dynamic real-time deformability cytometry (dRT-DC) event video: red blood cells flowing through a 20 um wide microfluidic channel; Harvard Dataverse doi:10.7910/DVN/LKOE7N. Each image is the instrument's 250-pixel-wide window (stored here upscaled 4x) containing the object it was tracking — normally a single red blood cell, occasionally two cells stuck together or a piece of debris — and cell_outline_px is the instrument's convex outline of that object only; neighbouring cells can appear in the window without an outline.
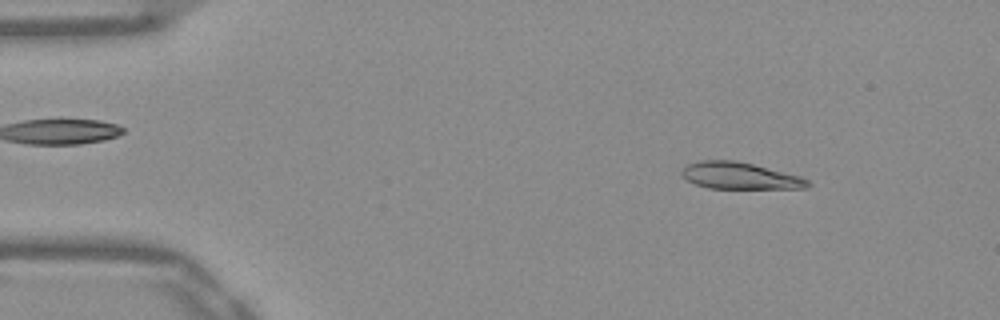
{"species": "Egyptian fruit bat (a non-hibernating species)", "species_latin": "Rousettus aegyptiacus", "temperature_condition": "warm", "stored_images_in_passage": 46, "camera_frame_rate_fps": 3000, "um_per_image_px": 0.085, "frame": {"image": 1, "passage_image": 1, "time_ms": 0.0, "image_size_px": [1000, 320], "cell_outline_px": [[812, 184], [808, 188], [708, 188], [696, 184], [680, 176], [680, 172], [688, 164], [700, 160], [736, 160], [800, 176], [808, 180]], "centroid_in_image_um": [62.87, 14.94], "position_along_channel_um": 22.1, "area_um2": 19.54}}
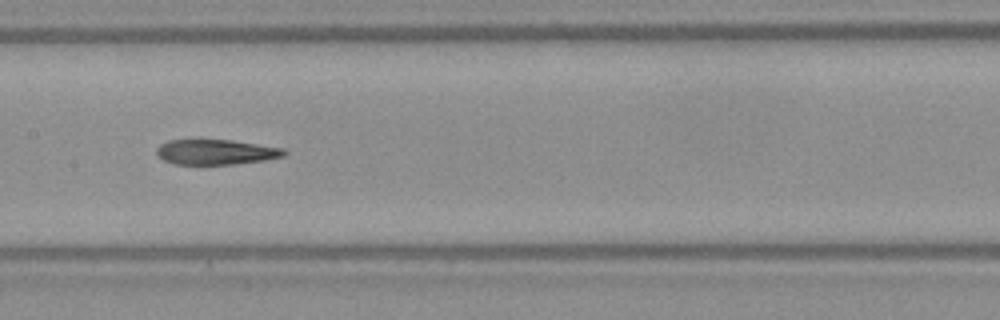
{"frame": {"image": 2, "passage_image": 20, "time_ms": 6.333, "image_size_px": [1000, 320], "cell_outline_px": [[288, 152], [284, 156], [264, 160], [232, 164], [176, 164], [164, 160], [156, 152], [156, 148], [160, 144], [168, 140], [232, 140], [284, 148]], "centroid_in_image_um": [18.37, 12.91], "position_along_channel_um": 189.0, "area_um2": 18.55}}
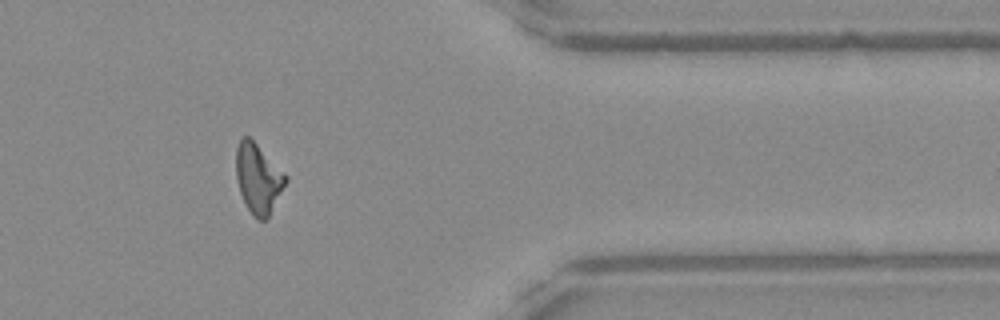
{"frame": {"image": 3, "passage_image": 37, "time_ms": 12.0, "image_size_px": [1000, 320], "cell_outline_px": [[288, 180], [268, 216], [264, 220], [256, 220], [252, 216], [244, 204], [240, 192], [236, 176], [236, 148], [240, 140], [244, 136], [248, 136], [288, 176]], "centroid_in_image_um": [21.93, 15.2], "position_along_channel_um": 389.5, "area_um2": 19.94}, "authors_computed_cell_mechanics": {"area_um2": 19.9699, "velocity_mm_per_s": 3.8934, "shape_relaxation_time_tau1_ms": null, "shape_relaxation_time_tau2_ms": 3.3773, "deformation_change_tau1": null, "deformation_change_tau2": 0.1319}}